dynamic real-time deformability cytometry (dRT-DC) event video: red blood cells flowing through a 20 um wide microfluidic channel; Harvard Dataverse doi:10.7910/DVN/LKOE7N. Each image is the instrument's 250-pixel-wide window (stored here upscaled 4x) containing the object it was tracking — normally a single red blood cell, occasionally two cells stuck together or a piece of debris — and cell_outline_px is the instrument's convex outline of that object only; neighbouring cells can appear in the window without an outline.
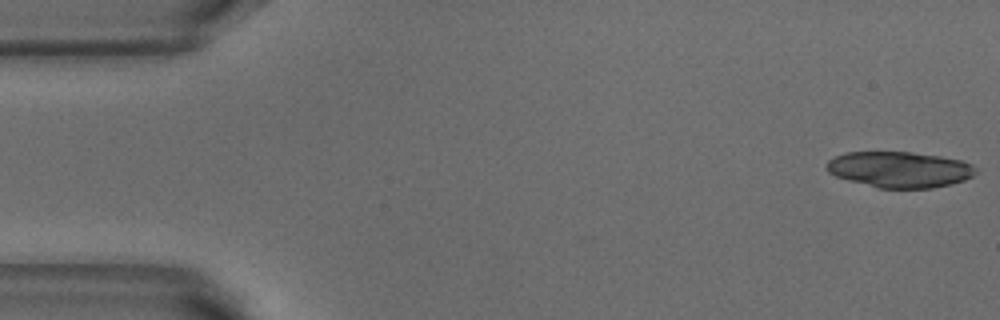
{"species": "common noctule bat (a hibernating species)", "species_latin": "Nyctalus noctula", "temperature_condition": "warm", "stored_images_in_passage": 5, "camera_frame_rate_fps": 3000, "um_per_image_px": 0.085, "animal": {"sex": "male", "body_mass_g": 18.8}, "frame": {"image": 1, "passage_image": 1, "time_ms": 0.0, "image_size_px": [1000, 320], "cell_outline_px": [[976, 172], [972, 176], [964, 180], [932, 188], [876, 188], [848, 180], [836, 176], [828, 172], [828, 160], [844, 152], [908, 152], [940, 156], [960, 160], [972, 164], [976, 168]], "centroid_in_image_um": [76.46, 14.41], "position_along_channel_um": 8.5, "area_um2": 31.04}}